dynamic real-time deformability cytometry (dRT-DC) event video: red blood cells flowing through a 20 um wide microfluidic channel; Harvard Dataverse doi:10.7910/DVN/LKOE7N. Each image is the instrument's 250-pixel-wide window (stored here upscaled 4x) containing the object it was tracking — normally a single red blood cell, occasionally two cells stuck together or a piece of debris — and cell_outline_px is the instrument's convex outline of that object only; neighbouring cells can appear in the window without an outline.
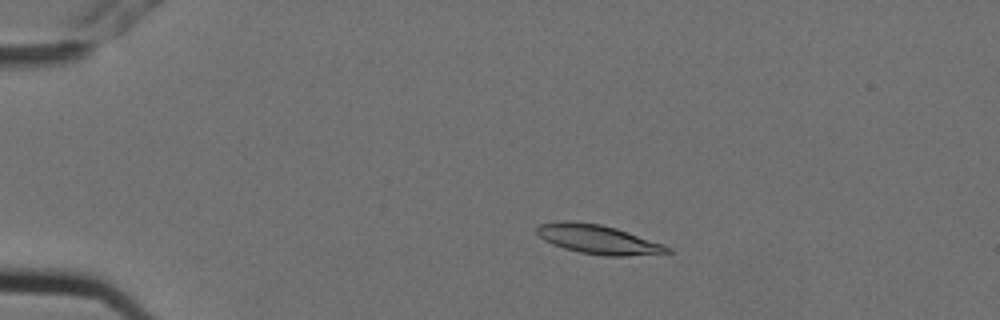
{"species": "Egyptian fruit bat (a non-hibernating species)", "species_latin": "Rousettus aegyptiacus", "temperature_condition": "cold", "stored_images_in_passage": 5, "camera_frame_rate_fps": 3000, "um_per_image_px": 0.085, "animal": {"sex": "female"}, "frame": {"image": 1, "passage_image": 4, "time_ms": 1.0, "image_size_px": [1000, 320], "cell_outline_px": [[672, 252], [624, 256], [604, 256], [580, 252], [564, 248], [552, 244], [544, 240], [536, 232], [536, 228], [540, 224], [560, 220], [568, 220], [600, 224], [616, 228], [664, 244], [672, 248]], "centroid_in_image_um": [50.82, 20.34], "position_along_channel_um": 34.2, "area_um2": 22.14}}